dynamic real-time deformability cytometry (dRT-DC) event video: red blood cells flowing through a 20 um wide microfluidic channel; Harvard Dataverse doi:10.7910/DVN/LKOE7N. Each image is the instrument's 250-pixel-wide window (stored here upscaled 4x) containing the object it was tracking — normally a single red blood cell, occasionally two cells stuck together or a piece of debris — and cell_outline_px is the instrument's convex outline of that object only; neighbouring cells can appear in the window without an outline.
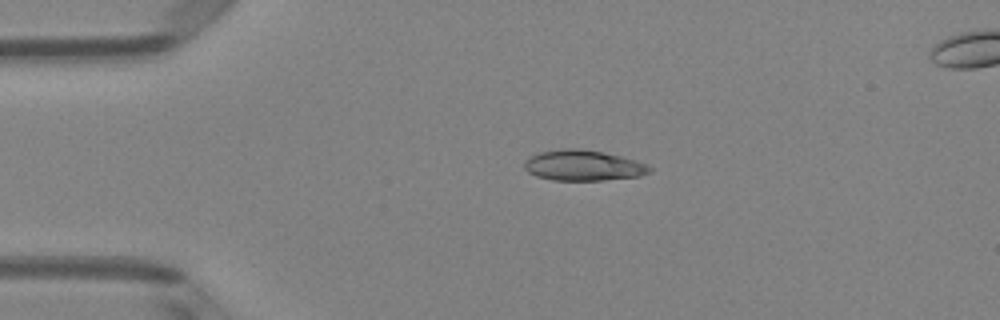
{"species": "Egyptian fruit bat (a non-hibernating species)", "species_latin": "Rousettus aegyptiacus", "temperature_condition": "room temperature", "stored_images_in_passage": 5, "camera_frame_rate_fps": 3000, "um_per_image_px": 0.085, "animal": {"sex": "female"}, "frame": {"image": 1, "passage_image": 3, "time_ms": 0.667, "image_size_px": [1000, 320], "cell_outline_px": [[652, 172], [640, 176], [604, 180], [552, 180], [536, 176], [528, 172], [524, 168], [524, 160], [528, 156], [540, 152], [564, 148], [580, 148], [604, 152], [636, 160], [652, 168]], "centroid_in_image_um": [49.55, 14.06], "position_along_channel_um": 35.5, "area_um2": 22.48}}